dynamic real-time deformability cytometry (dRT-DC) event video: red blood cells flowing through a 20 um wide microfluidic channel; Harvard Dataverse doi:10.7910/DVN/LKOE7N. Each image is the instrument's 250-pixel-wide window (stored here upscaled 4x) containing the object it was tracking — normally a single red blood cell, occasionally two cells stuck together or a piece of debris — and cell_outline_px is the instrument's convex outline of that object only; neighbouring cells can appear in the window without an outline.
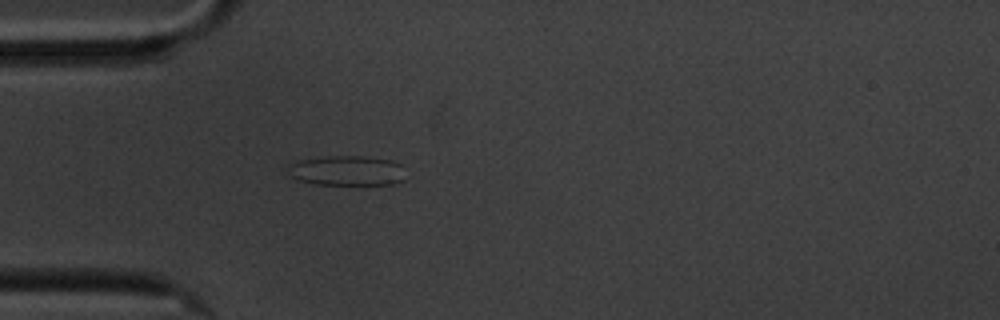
{"species": "common noctule bat (a hibernating species)", "species_latin": "Nyctalus noctula", "temperature_condition": "cold", "stored_images_in_passage": 1, "camera_frame_rate_fps": 3000, "um_per_image_px": 0.085, "animal": {"sex": "male", "body_mass_g": 20.1, "forearm_length_mm": 53.5}, "frame": {"image": 1, "passage_image": 1, "time_ms": 0.0, "image_size_px": [1000, 320], "cell_outline_px": [[404, 180], [392, 184], [316, 184], [300, 180], [292, 176], [288, 172], [288, 164], [296, 160], [328, 156], [364, 156], [392, 160], [400, 164]], "centroid_in_image_um": [29.46, 14.49], "position_along_channel_um": 55.5, "area_um2": 20.4}}